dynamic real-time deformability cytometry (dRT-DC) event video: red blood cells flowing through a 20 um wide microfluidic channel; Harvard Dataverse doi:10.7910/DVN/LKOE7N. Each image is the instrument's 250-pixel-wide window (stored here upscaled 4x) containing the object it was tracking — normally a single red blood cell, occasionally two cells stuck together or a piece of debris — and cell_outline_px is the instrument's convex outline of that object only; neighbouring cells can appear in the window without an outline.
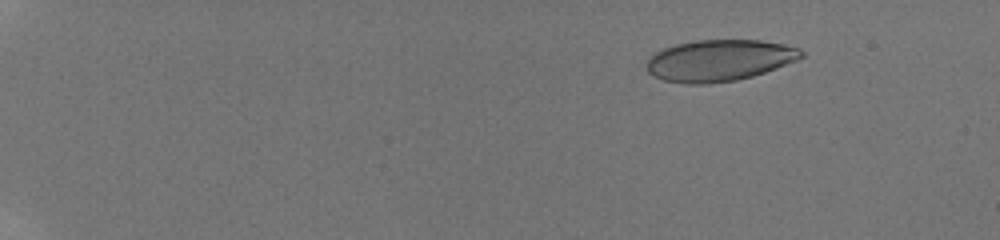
{"species": "human", "species_latin": "Homo sapiens", "temperature_condition": "room temperature", "stored_images_in_passage": 72, "camera_frame_rate_fps": 3000, "um_per_image_px": 0.085, "donor": {"sex": "male"}, "frame": {"image": 1, "passage_image": 7, "time_ms": 2.667, "image_size_px": [1000, 240], "cell_outline_px": [[804, 56], [796, 60], [776, 68], [752, 76], [736, 80], [708, 84], [684, 84], [664, 80], [652, 76], [648, 72], [644, 64], [656, 52], [664, 48], [676, 44], [696, 40], [760, 40], [784, 44], [800, 48], [804, 52]], "centroid_in_image_um": [61.12, 5.14], "position_along_channel_um": 23.9, "area_um2": 37.45}}
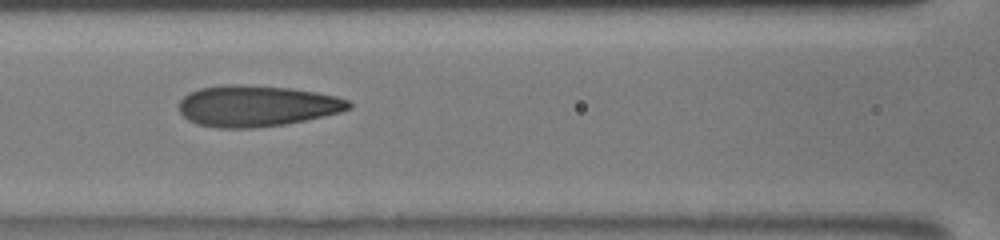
{"frame": {"image": 2, "passage_image": 33, "time_ms": 9.667, "image_size_px": [1000, 240], "cell_outline_px": [[352, 108], [340, 112], [324, 116], [284, 124], [256, 128], [216, 128], [196, 124], [188, 120], [180, 112], [180, 100], [188, 92], [200, 88], [224, 84], [244, 84], [292, 88], [316, 92], [336, 96], [348, 100], [352, 104]], "centroid_in_image_um": [21.81, 9.0], "position_along_channel_um": 144.8, "area_um2": 40.98}}
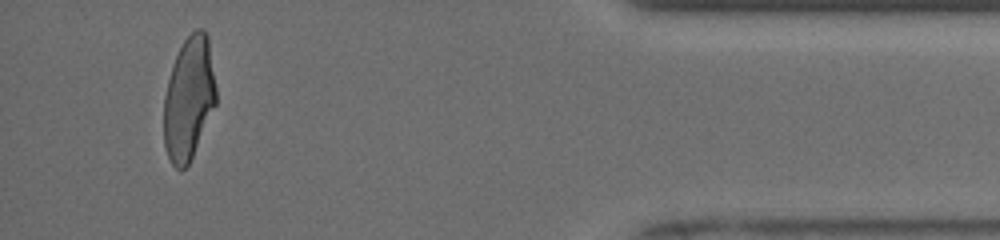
{"frame": {"image": 3, "passage_image": 69, "time_ms": 17.667, "image_size_px": [1000, 240], "cell_outline_px": [[216, 104], [192, 156], [188, 164], [180, 172], [172, 164], [168, 156], [164, 144], [164, 96], [172, 64], [184, 40], [196, 28], [200, 28], [208, 36], [216, 88]], "centroid_in_image_um": [16.04, 8.37], "position_along_channel_um": 419.2, "area_um2": 37.22}, "authors_computed_cell_mechanics": {"area_um2": 38.726, "velocity_mm_per_s": 3.9644, "shape_relaxation_time_tau1_ms": 6.6125, "shape_relaxation_time_tau2_ms": 0.8053, "deformation_change_tau1": 0.2034, "deformation_change_tau2": 0.0621}}